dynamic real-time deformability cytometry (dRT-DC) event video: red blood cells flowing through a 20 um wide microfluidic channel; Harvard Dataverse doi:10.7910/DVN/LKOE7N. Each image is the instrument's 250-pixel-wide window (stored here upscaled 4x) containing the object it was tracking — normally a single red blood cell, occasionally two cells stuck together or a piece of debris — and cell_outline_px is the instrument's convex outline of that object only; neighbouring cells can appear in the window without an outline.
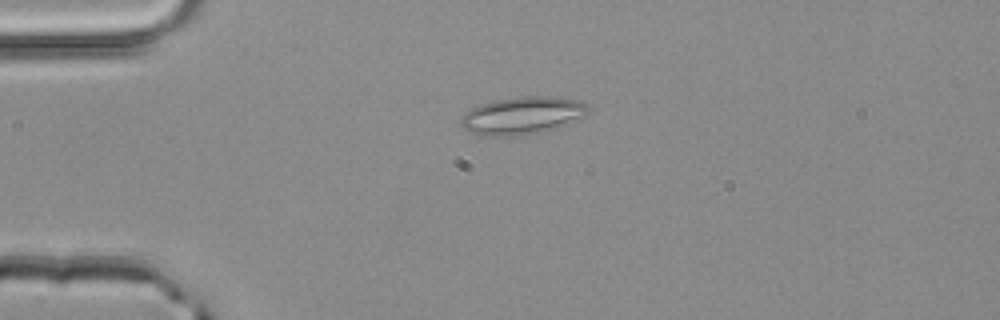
{"species": "common noctule bat (a hibernating species)", "species_latin": "Nyctalus noctula", "temperature_condition": "room temperature", "stored_images_in_passage": 4, "camera_frame_rate_fps": 3000, "um_per_image_px": 0.085, "animal": {"sex": "male", "body_mass_g": 20.4}, "frame": {"image": 1, "passage_image": 3, "time_ms": 0.667, "image_size_px": [1000, 320], "cell_outline_px": [[592, 108], [584, 116], [560, 128], [516, 136], [480, 136], [468, 132], [460, 124], [460, 120], [464, 112], [480, 104], [496, 100], [520, 96], [548, 96], [580, 100], [588, 104]], "centroid_in_image_um": [44.41, 9.82], "position_along_channel_um": 40.6, "area_um2": 28.32}}